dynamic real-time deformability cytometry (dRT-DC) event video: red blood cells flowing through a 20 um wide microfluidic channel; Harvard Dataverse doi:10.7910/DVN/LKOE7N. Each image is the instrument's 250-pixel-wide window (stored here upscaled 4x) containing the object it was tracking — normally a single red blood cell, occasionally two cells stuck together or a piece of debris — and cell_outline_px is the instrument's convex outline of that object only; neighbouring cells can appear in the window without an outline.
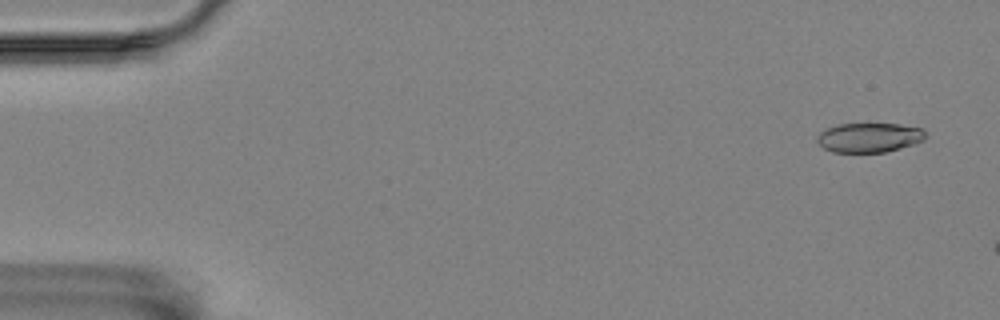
{"species": "Egyptian fruit bat (a non-hibernating species)", "species_latin": "Rousettus aegyptiacus", "temperature_condition": "room temperature", "stored_images_in_passage": 2, "camera_frame_rate_fps": 3000, "um_per_image_px": 0.085, "animal": {"sex": "female"}, "frame": {"image": 1, "passage_image": 1, "time_ms": 0.0, "image_size_px": [1000, 320], "cell_outline_px": [[924, 140], [900, 148], [884, 152], [832, 152], [824, 148], [816, 140], [816, 136], [820, 132], [836, 124], [900, 124], [920, 128], [924, 132]], "centroid_in_image_um": [73.84, 11.69], "position_along_channel_um": 11.2, "area_um2": 18.44}}